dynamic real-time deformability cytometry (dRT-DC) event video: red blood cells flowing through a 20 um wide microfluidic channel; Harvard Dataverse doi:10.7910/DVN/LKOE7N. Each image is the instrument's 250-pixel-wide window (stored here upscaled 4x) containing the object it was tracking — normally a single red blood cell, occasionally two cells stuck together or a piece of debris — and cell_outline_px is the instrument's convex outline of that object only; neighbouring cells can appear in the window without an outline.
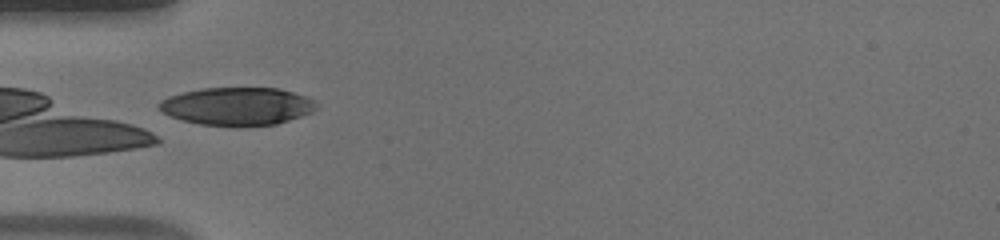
{"species": "human", "species_latin": "Homo sapiens", "temperature_condition": "warm", "stored_images_in_passage": 28, "camera_frame_rate_fps": 3000, "um_per_image_px": 0.085, "donor": {"sex": "male"}, "frame": {"image": 1, "passage_image": 1, "time_ms": 0.0, "image_size_px": [1000, 240], "cell_outline_px": [[320, 104], [312, 112], [276, 124], [232, 128], [200, 124], [180, 120], [164, 112], [156, 104], [160, 100], [168, 96], [200, 88], [280, 88], [308, 96]], "centroid_in_image_um": [20.18, 9.04], "position_along_channel_um": 64.8, "area_um2": 35.37}, "authors_computed_cell_mechanics": {"area_um2": 36.2406, "velocity_mm_per_s": 3.8771, "shape_relaxation_time_tau1_ms": 4.0519, "shape_relaxation_time_tau2_ms": null, "deformation_change_tau1": 0.2017, "deformation_change_tau2": null}}